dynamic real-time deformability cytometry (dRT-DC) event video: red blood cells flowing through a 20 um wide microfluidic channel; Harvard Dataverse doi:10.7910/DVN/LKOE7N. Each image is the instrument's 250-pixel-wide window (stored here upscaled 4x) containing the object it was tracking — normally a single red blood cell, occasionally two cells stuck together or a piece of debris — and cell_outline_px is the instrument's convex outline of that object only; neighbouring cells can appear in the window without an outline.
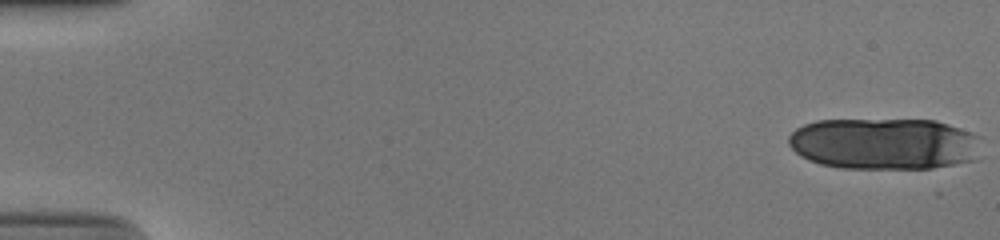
{"species": "human", "species_latin": "Homo sapiens", "temperature_condition": "cold", "stored_images_in_passage": 18, "camera_frame_rate_fps": 3000, "um_per_image_px": 0.085, "donor": {"sex": "male"}, "frame": {"image": 1, "passage_image": 1, "time_ms": 0.0, "image_size_px": [1000, 240], "cell_outline_px": [[984, 136], [980, 160], [932, 168], [840, 168], [820, 164], [808, 160], [800, 156], [788, 144], [788, 136], [796, 128], [804, 124], [816, 120], [936, 120]], "centroid_in_image_um": [75.26, 12.22], "position_along_channel_um": 9.7, "area_um2": 59.07}}